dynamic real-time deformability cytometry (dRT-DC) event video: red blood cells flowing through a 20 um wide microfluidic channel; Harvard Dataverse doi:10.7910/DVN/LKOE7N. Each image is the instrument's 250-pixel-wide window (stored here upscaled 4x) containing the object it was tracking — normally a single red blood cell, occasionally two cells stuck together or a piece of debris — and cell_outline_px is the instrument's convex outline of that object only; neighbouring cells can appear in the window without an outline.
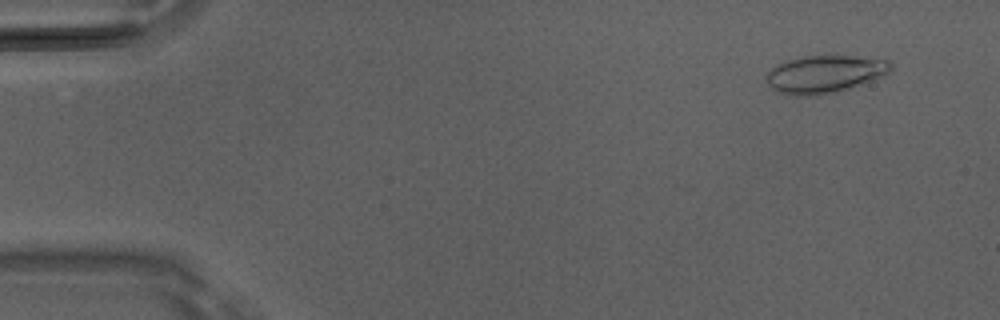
{"species": "Egyptian fruit bat (a non-hibernating species)", "species_latin": "Rousettus aegyptiacus", "temperature_condition": "room temperature", "stored_images_in_passage": 12, "camera_frame_rate_fps": 3000, "um_per_image_px": 0.085, "animal": {"sex": "male"}, "frame": {"image": 1, "passage_image": 4, "time_ms": 1.0, "image_size_px": [1000, 320], "cell_outline_px": [[892, 68], [884, 76], [876, 80], [836, 92], [816, 96], [796, 96], [776, 92], [764, 80], [768, 72], [776, 64], [788, 60], [804, 56], [836, 52], [888, 60], [892, 64]], "centroid_in_image_um": [70.13, 6.26], "position_along_channel_um": 14.9, "area_um2": 28.5}}